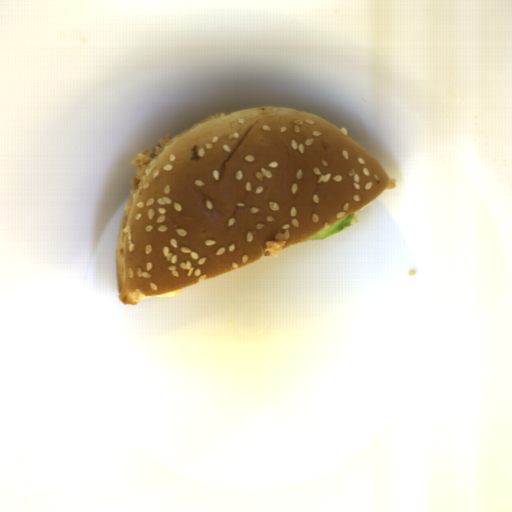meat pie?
Wrapping results in <instances>:
<instances>
[{
	"label": "meat pie",
	"instance_id": "meat-pie-2",
	"mask_svg": "<svg viewBox=\"0 0 512 512\" xmlns=\"http://www.w3.org/2000/svg\"><path fill=\"white\" fill-rule=\"evenodd\" d=\"M223 115H229V113H226V112H221V113H216L215 115H208L206 116L205 118L202 119V121L199 123V125H202V124H205V123H208L216 118H219ZM198 125V126H199Z\"/></svg>",
	"mask_w": 512,
	"mask_h": 512
},
{
	"label": "meat pie",
	"instance_id": "meat-pie-1",
	"mask_svg": "<svg viewBox=\"0 0 512 512\" xmlns=\"http://www.w3.org/2000/svg\"><path fill=\"white\" fill-rule=\"evenodd\" d=\"M173 142L172 135H165L158 140L154 148H148L140 152L134 159L131 160V164L136 167L135 176L131 179L133 188H130V197L124 207V212L128 216L134 206L135 194L138 192L141 180L146 176L145 170L149 163L156 160L157 156L162 152L164 148L169 146Z\"/></svg>",
	"mask_w": 512,
	"mask_h": 512
}]
</instances>
